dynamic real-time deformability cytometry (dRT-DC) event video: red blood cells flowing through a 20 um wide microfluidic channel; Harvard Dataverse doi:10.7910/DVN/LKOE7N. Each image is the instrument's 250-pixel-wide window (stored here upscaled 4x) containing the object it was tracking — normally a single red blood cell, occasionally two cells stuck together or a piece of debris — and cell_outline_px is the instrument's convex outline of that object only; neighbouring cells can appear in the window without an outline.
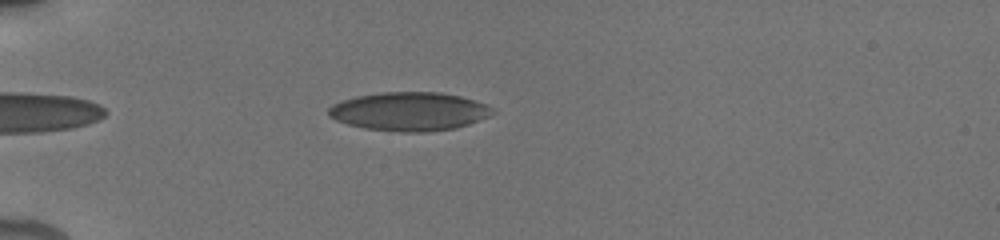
{"species": "human", "species_latin": "Homo sapiens", "temperature_condition": "cold", "stored_images_in_passage": 74, "camera_frame_rate_fps": 3000, "um_per_image_px": 0.085, "donor": {"sex": "male"}, "frame": {"image": 1, "passage_image": 8, "time_ms": 1.333, "image_size_px": [1000, 240], "cell_outline_px": [[496, 112], [492, 116], [456, 128], [428, 132], [400, 132], [364, 128], [348, 124], [336, 120], [328, 116], [328, 108], [332, 104], [356, 96], [380, 92], [440, 92], [460, 96], [488, 104]], "centroid_in_image_um": [34.82, 9.47], "position_along_channel_um": 50.2, "area_um2": 37.17}}
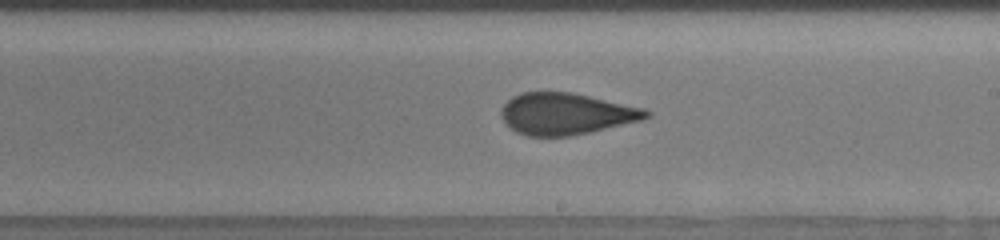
{"frame": {"image": 2, "passage_image": 35, "time_ms": 7.0, "image_size_px": [1000, 240], "cell_outline_px": [[652, 116], [640, 120], [588, 132], [568, 136], [528, 136], [516, 132], [504, 124], [500, 116], [500, 112], [504, 104], [512, 96], [520, 92], [572, 92], [644, 108], [652, 112]], "centroid_in_image_um": [48.07, 9.67], "position_along_channel_um": 240.9, "area_um2": 35.14}}
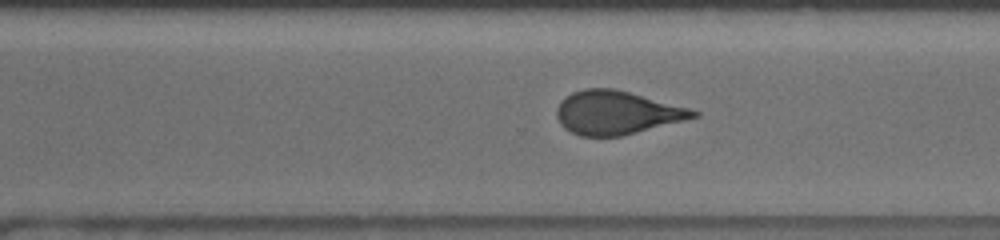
{"frame": {"image": 3, "passage_image": 47, "time_ms": 9.0, "image_size_px": [1000, 240], "cell_outline_px": [[700, 116], [620, 136], [580, 136], [564, 128], [560, 124], [556, 116], [556, 108], [560, 100], [572, 92], [584, 88], [612, 88], [692, 108], [700, 112]], "centroid_in_image_um": [52.39, 9.57], "position_along_channel_um": 318.2, "area_um2": 34.56}, "authors_computed_cell_mechanics": {"area_um2": 35.3158, "velocity_mm_per_s": 3.8691, "shape_relaxation_time_tau1_ms": 5.0266, "shape_relaxation_time_tau2_ms": 1.0782, "deformation_change_tau1": 0.147, "deformation_change_tau2": 0.0727}}